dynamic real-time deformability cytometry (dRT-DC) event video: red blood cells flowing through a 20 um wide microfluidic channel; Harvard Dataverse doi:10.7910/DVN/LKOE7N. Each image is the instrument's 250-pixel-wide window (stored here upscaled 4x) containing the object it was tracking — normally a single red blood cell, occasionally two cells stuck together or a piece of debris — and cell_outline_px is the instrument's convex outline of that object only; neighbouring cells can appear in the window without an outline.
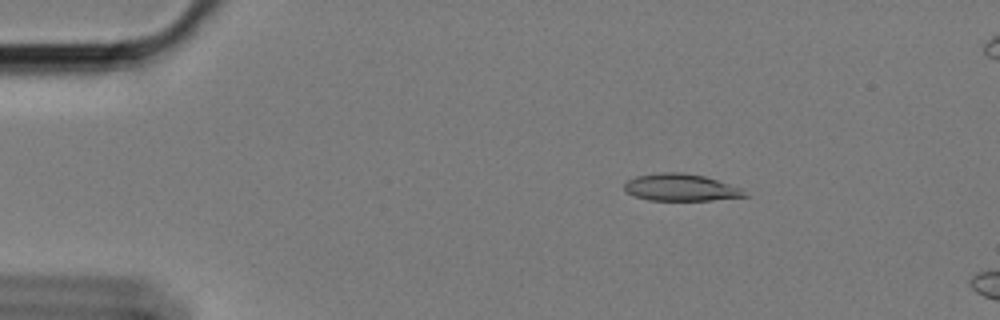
{"species": "Egyptian fruit bat (a non-hibernating species)", "species_latin": "Rousettus aegyptiacus", "temperature_condition": "cold", "stored_images_in_passage": 16, "camera_frame_rate_fps": 3000, "um_per_image_px": 0.085, "animal": {"sex": "female"}, "frame": {"image": 1, "passage_image": 10, "time_ms": 3.0, "image_size_px": [1000, 320], "cell_outline_px": [[748, 196], [712, 200], [648, 200], [636, 196], [628, 192], [624, 188], [624, 184], [628, 180], [636, 176], [660, 172], [680, 172], [704, 176], [740, 188]], "centroid_in_image_um": [57.83, 15.93], "position_along_channel_um": 27.2, "area_um2": 18.67}}